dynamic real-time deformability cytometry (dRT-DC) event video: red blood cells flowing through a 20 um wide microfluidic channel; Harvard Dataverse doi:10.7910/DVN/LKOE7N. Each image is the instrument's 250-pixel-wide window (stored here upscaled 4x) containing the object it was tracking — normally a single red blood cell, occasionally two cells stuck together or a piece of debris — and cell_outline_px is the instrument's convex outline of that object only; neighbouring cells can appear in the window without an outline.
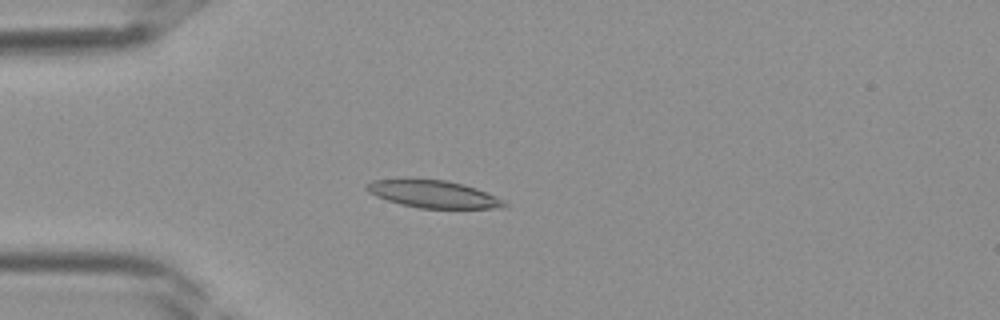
{"species": "Egyptian fruit bat (a non-hibernating species)", "species_latin": "Rousettus aegyptiacus", "temperature_condition": "room temperature", "stored_images_in_passage": 38, "camera_frame_rate_fps": 3000, "um_per_image_px": 0.085, "frame": {"image": 1, "passage_image": 10, "time_ms": 3.0, "image_size_px": [1000, 320], "cell_outline_px": [[508, 204], [504, 208], [420, 208], [400, 204], [376, 196], [368, 192], [364, 188], [364, 184], [372, 180], [404, 176], [444, 180], [464, 184], [476, 188], [496, 196], [504, 200]], "centroid_in_image_um": [36.74, 16.45], "position_along_channel_um": 48.3, "area_um2": 22.77}}
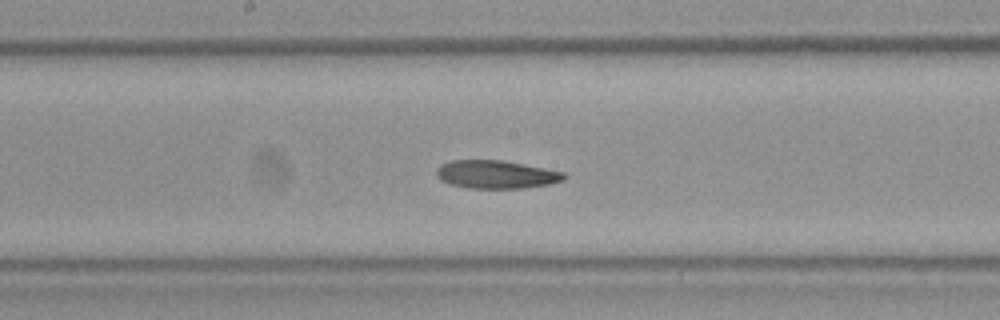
{"frame": {"image": 2, "passage_image": 20, "time_ms": 6.333, "image_size_px": [1000, 320], "cell_outline_px": [[568, 176], [564, 180], [548, 184], [524, 188], [468, 188], [448, 184], [440, 180], [436, 176], [436, 168], [440, 164], [452, 160], [500, 160], [524, 164], [564, 172]], "centroid_in_image_um": [42.14, 14.83], "position_along_channel_um": 206.1, "area_um2": 21.04}}
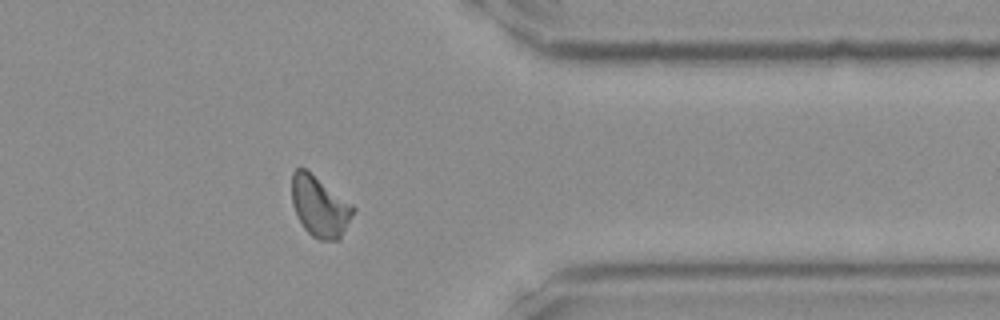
{"frame": {"image": 3, "passage_image": 31, "time_ms": 10.0, "image_size_px": [1000, 320], "cell_outline_px": [[356, 208], [340, 240], [320, 240], [312, 236], [304, 228], [292, 204], [292, 172], [296, 168], [304, 168], [352, 204]], "centroid_in_image_um": [27.18, 17.57], "position_along_channel_um": 384.2, "area_um2": 21.39}}